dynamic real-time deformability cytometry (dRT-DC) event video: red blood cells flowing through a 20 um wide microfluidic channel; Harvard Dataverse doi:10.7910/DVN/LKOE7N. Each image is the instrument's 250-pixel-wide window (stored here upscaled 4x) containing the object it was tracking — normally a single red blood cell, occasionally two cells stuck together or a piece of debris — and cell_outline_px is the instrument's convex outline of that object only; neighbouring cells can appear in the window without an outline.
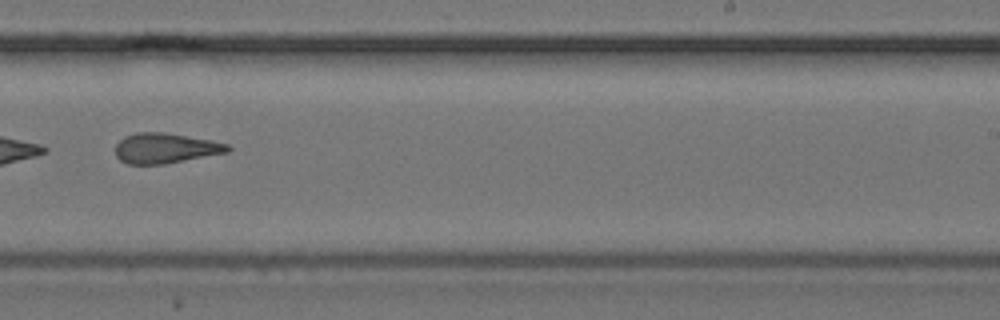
{"species": "common noctule bat (a hibernating species)", "species_latin": "Nyctalus noctula", "temperature_condition": "cold", "stored_images_in_passage": 28, "camera_frame_rate_fps": 3000, "um_per_image_px": 0.085, "animal": {"sex": "female", "body_mass_g": 24.6, "forearm_length_mm": 56.2}, "frame": {"image": 1, "passage_image": 20, "time_ms": 6.333, "image_size_px": [1000, 320], "cell_outline_px": [[232, 148], [228, 152], [164, 164], [128, 164], [120, 160], [116, 156], [116, 144], [124, 136], [136, 132], [164, 132], [212, 140], [228, 144]], "centroid_in_image_um": [14.05, 12.59], "position_along_channel_um": 274.9, "area_um2": 19.77}}
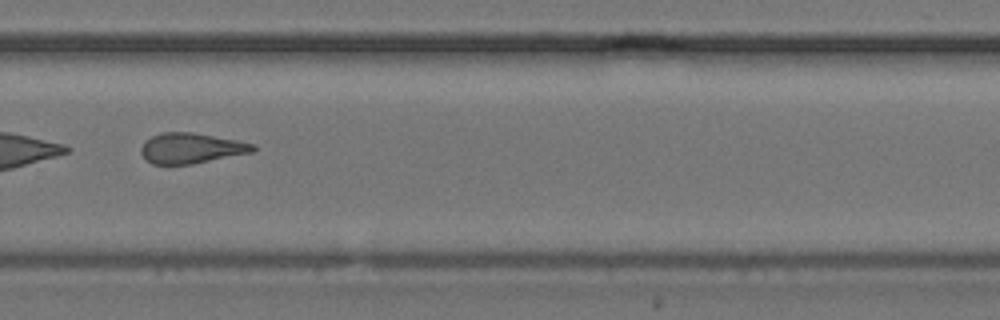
{"frame": {"image": 2, "passage_image": 23, "time_ms": 7.333, "image_size_px": [1000, 320], "cell_outline_px": [[256, 148], [252, 152], [192, 164], [152, 164], [140, 152], [140, 148], [144, 140], [160, 132], [192, 132], [236, 140], [256, 144]], "centroid_in_image_um": [16.22, 12.59], "position_along_channel_um": 313.6, "area_um2": 19.77}, "authors_computed_cell_mechanics": {"area_um2": 19.8832, "velocity_mm_per_s": 3.8859, "shape_relaxation_time_tau1_ms": null, "shape_relaxation_time_tau2_ms": 2.1651, "deformation_change_tau1": null, "deformation_change_tau2": 0.1141}}